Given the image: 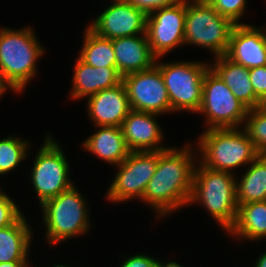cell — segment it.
Segmentation results:
<instances>
[{
	"label": "cell",
	"instance_id": "obj_32",
	"mask_svg": "<svg viewBox=\"0 0 266 267\" xmlns=\"http://www.w3.org/2000/svg\"><path fill=\"white\" fill-rule=\"evenodd\" d=\"M8 91L12 92L13 94H17L15 90L5 81L3 75L0 73V102Z\"/></svg>",
	"mask_w": 266,
	"mask_h": 267
},
{
	"label": "cell",
	"instance_id": "obj_10",
	"mask_svg": "<svg viewBox=\"0 0 266 267\" xmlns=\"http://www.w3.org/2000/svg\"><path fill=\"white\" fill-rule=\"evenodd\" d=\"M158 151L130 152L117 166L110 186L105 192L107 203L113 206L139 201L147 188L148 182L157 169Z\"/></svg>",
	"mask_w": 266,
	"mask_h": 267
},
{
	"label": "cell",
	"instance_id": "obj_6",
	"mask_svg": "<svg viewBox=\"0 0 266 267\" xmlns=\"http://www.w3.org/2000/svg\"><path fill=\"white\" fill-rule=\"evenodd\" d=\"M42 141L35 156L30 154L32 153L30 150L27 156V160H32V165L29 167V182L34 189L33 192L35 191L34 196H37L38 206L75 184L73 181L75 179L70 176L71 162L61 148L63 146L60 141L55 140L48 132Z\"/></svg>",
	"mask_w": 266,
	"mask_h": 267
},
{
	"label": "cell",
	"instance_id": "obj_33",
	"mask_svg": "<svg viewBox=\"0 0 266 267\" xmlns=\"http://www.w3.org/2000/svg\"><path fill=\"white\" fill-rule=\"evenodd\" d=\"M34 266L37 267L38 265H35L33 262H7V263H0V267H34Z\"/></svg>",
	"mask_w": 266,
	"mask_h": 267
},
{
	"label": "cell",
	"instance_id": "obj_26",
	"mask_svg": "<svg viewBox=\"0 0 266 267\" xmlns=\"http://www.w3.org/2000/svg\"><path fill=\"white\" fill-rule=\"evenodd\" d=\"M259 155L266 156V105L250 109L242 127Z\"/></svg>",
	"mask_w": 266,
	"mask_h": 267
},
{
	"label": "cell",
	"instance_id": "obj_7",
	"mask_svg": "<svg viewBox=\"0 0 266 267\" xmlns=\"http://www.w3.org/2000/svg\"><path fill=\"white\" fill-rule=\"evenodd\" d=\"M155 64L161 71L174 114L196 113L202 103L203 79L210 68L208 61L201 60H162ZM186 112V113H185Z\"/></svg>",
	"mask_w": 266,
	"mask_h": 267
},
{
	"label": "cell",
	"instance_id": "obj_14",
	"mask_svg": "<svg viewBox=\"0 0 266 267\" xmlns=\"http://www.w3.org/2000/svg\"><path fill=\"white\" fill-rule=\"evenodd\" d=\"M159 114L131 110L121 126L130 152L162 151L170 147L158 122Z\"/></svg>",
	"mask_w": 266,
	"mask_h": 267
},
{
	"label": "cell",
	"instance_id": "obj_20",
	"mask_svg": "<svg viewBox=\"0 0 266 267\" xmlns=\"http://www.w3.org/2000/svg\"><path fill=\"white\" fill-rule=\"evenodd\" d=\"M209 61L210 68L225 82L235 97L249 110L265 105L255 95L250 82L248 68L232 61L226 55L210 58Z\"/></svg>",
	"mask_w": 266,
	"mask_h": 267
},
{
	"label": "cell",
	"instance_id": "obj_29",
	"mask_svg": "<svg viewBox=\"0 0 266 267\" xmlns=\"http://www.w3.org/2000/svg\"><path fill=\"white\" fill-rule=\"evenodd\" d=\"M129 255L125 253H120L121 257L120 265L118 267H159L161 259L153 257L151 254H146L145 252H138L137 254Z\"/></svg>",
	"mask_w": 266,
	"mask_h": 267
},
{
	"label": "cell",
	"instance_id": "obj_37",
	"mask_svg": "<svg viewBox=\"0 0 266 267\" xmlns=\"http://www.w3.org/2000/svg\"><path fill=\"white\" fill-rule=\"evenodd\" d=\"M188 1H205V2H208V0H188Z\"/></svg>",
	"mask_w": 266,
	"mask_h": 267
},
{
	"label": "cell",
	"instance_id": "obj_25",
	"mask_svg": "<svg viewBox=\"0 0 266 267\" xmlns=\"http://www.w3.org/2000/svg\"><path fill=\"white\" fill-rule=\"evenodd\" d=\"M33 142L20 135L10 134L0 139V178L10 175L26 162Z\"/></svg>",
	"mask_w": 266,
	"mask_h": 267
},
{
	"label": "cell",
	"instance_id": "obj_30",
	"mask_svg": "<svg viewBox=\"0 0 266 267\" xmlns=\"http://www.w3.org/2000/svg\"><path fill=\"white\" fill-rule=\"evenodd\" d=\"M255 95L266 105V65L249 69Z\"/></svg>",
	"mask_w": 266,
	"mask_h": 267
},
{
	"label": "cell",
	"instance_id": "obj_5",
	"mask_svg": "<svg viewBox=\"0 0 266 267\" xmlns=\"http://www.w3.org/2000/svg\"><path fill=\"white\" fill-rule=\"evenodd\" d=\"M201 132L192 141L196 145L198 161L207 168L237 174L259 156L243 128L208 129Z\"/></svg>",
	"mask_w": 266,
	"mask_h": 267
},
{
	"label": "cell",
	"instance_id": "obj_13",
	"mask_svg": "<svg viewBox=\"0 0 266 267\" xmlns=\"http://www.w3.org/2000/svg\"><path fill=\"white\" fill-rule=\"evenodd\" d=\"M105 7L104 11H100L96 18L87 23L98 36L112 40L146 34L147 15L129 1L111 0Z\"/></svg>",
	"mask_w": 266,
	"mask_h": 267
},
{
	"label": "cell",
	"instance_id": "obj_4",
	"mask_svg": "<svg viewBox=\"0 0 266 267\" xmlns=\"http://www.w3.org/2000/svg\"><path fill=\"white\" fill-rule=\"evenodd\" d=\"M188 206L204 208L226 234L237 217L236 174L207 168L198 161Z\"/></svg>",
	"mask_w": 266,
	"mask_h": 267
},
{
	"label": "cell",
	"instance_id": "obj_11",
	"mask_svg": "<svg viewBox=\"0 0 266 267\" xmlns=\"http://www.w3.org/2000/svg\"><path fill=\"white\" fill-rule=\"evenodd\" d=\"M185 15L186 0L147 15L146 35L156 58L165 57L184 46Z\"/></svg>",
	"mask_w": 266,
	"mask_h": 267
},
{
	"label": "cell",
	"instance_id": "obj_15",
	"mask_svg": "<svg viewBox=\"0 0 266 267\" xmlns=\"http://www.w3.org/2000/svg\"><path fill=\"white\" fill-rule=\"evenodd\" d=\"M85 109L92 126L121 127L131 106L124 83L104 89L85 99Z\"/></svg>",
	"mask_w": 266,
	"mask_h": 267
},
{
	"label": "cell",
	"instance_id": "obj_27",
	"mask_svg": "<svg viewBox=\"0 0 266 267\" xmlns=\"http://www.w3.org/2000/svg\"><path fill=\"white\" fill-rule=\"evenodd\" d=\"M208 3L220 15L231 20L235 25L247 24L242 19L246 13H249L248 0H208Z\"/></svg>",
	"mask_w": 266,
	"mask_h": 267
},
{
	"label": "cell",
	"instance_id": "obj_34",
	"mask_svg": "<svg viewBox=\"0 0 266 267\" xmlns=\"http://www.w3.org/2000/svg\"><path fill=\"white\" fill-rule=\"evenodd\" d=\"M257 257L253 267H266V249Z\"/></svg>",
	"mask_w": 266,
	"mask_h": 267
},
{
	"label": "cell",
	"instance_id": "obj_18",
	"mask_svg": "<svg viewBox=\"0 0 266 267\" xmlns=\"http://www.w3.org/2000/svg\"><path fill=\"white\" fill-rule=\"evenodd\" d=\"M94 133L82 141L81 149L111 167L119 165L130 153L121 127L94 126Z\"/></svg>",
	"mask_w": 266,
	"mask_h": 267
},
{
	"label": "cell",
	"instance_id": "obj_21",
	"mask_svg": "<svg viewBox=\"0 0 266 267\" xmlns=\"http://www.w3.org/2000/svg\"><path fill=\"white\" fill-rule=\"evenodd\" d=\"M24 213L14 224L0 228V263L32 262L34 233Z\"/></svg>",
	"mask_w": 266,
	"mask_h": 267
},
{
	"label": "cell",
	"instance_id": "obj_17",
	"mask_svg": "<svg viewBox=\"0 0 266 267\" xmlns=\"http://www.w3.org/2000/svg\"><path fill=\"white\" fill-rule=\"evenodd\" d=\"M72 84L68 98L70 102L86 99L107 88L114 87L123 82V76L116 67H92L83 62L79 57L75 58L73 67Z\"/></svg>",
	"mask_w": 266,
	"mask_h": 267
},
{
	"label": "cell",
	"instance_id": "obj_8",
	"mask_svg": "<svg viewBox=\"0 0 266 267\" xmlns=\"http://www.w3.org/2000/svg\"><path fill=\"white\" fill-rule=\"evenodd\" d=\"M235 24L208 2L186 0L184 46L205 49L212 58L226 55Z\"/></svg>",
	"mask_w": 266,
	"mask_h": 267
},
{
	"label": "cell",
	"instance_id": "obj_23",
	"mask_svg": "<svg viewBox=\"0 0 266 267\" xmlns=\"http://www.w3.org/2000/svg\"><path fill=\"white\" fill-rule=\"evenodd\" d=\"M244 170L236 174L238 206L266 201V156L259 155Z\"/></svg>",
	"mask_w": 266,
	"mask_h": 267
},
{
	"label": "cell",
	"instance_id": "obj_16",
	"mask_svg": "<svg viewBox=\"0 0 266 267\" xmlns=\"http://www.w3.org/2000/svg\"><path fill=\"white\" fill-rule=\"evenodd\" d=\"M235 25L226 56L250 69L266 65V23ZM261 26V27H260Z\"/></svg>",
	"mask_w": 266,
	"mask_h": 267
},
{
	"label": "cell",
	"instance_id": "obj_22",
	"mask_svg": "<svg viewBox=\"0 0 266 267\" xmlns=\"http://www.w3.org/2000/svg\"><path fill=\"white\" fill-rule=\"evenodd\" d=\"M226 235L238 242L245 240L244 244L266 241V201L238 206L235 224Z\"/></svg>",
	"mask_w": 266,
	"mask_h": 267
},
{
	"label": "cell",
	"instance_id": "obj_12",
	"mask_svg": "<svg viewBox=\"0 0 266 267\" xmlns=\"http://www.w3.org/2000/svg\"><path fill=\"white\" fill-rule=\"evenodd\" d=\"M132 110L159 115L174 114L170 99L158 66L123 76Z\"/></svg>",
	"mask_w": 266,
	"mask_h": 267
},
{
	"label": "cell",
	"instance_id": "obj_1",
	"mask_svg": "<svg viewBox=\"0 0 266 267\" xmlns=\"http://www.w3.org/2000/svg\"><path fill=\"white\" fill-rule=\"evenodd\" d=\"M197 162V149L192 140L158 151L157 169L139 203L150 207L155 222L187 207Z\"/></svg>",
	"mask_w": 266,
	"mask_h": 267
},
{
	"label": "cell",
	"instance_id": "obj_36",
	"mask_svg": "<svg viewBox=\"0 0 266 267\" xmlns=\"http://www.w3.org/2000/svg\"><path fill=\"white\" fill-rule=\"evenodd\" d=\"M50 267H72L71 264L70 265H67V263L64 264L63 263H60L58 264V262L55 263V265L51 264Z\"/></svg>",
	"mask_w": 266,
	"mask_h": 267
},
{
	"label": "cell",
	"instance_id": "obj_9",
	"mask_svg": "<svg viewBox=\"0 0 266 267\" xmlns=\"http://www.w3.org/2000/svg\"><path fill=\"white\" fill-rule=\"evenodd\" d=\"M249 109L241 103L225 82L209 68L203 79L202 103L197 115L202 116L203 131L242 128Z\"/></svg>",
	"mask_w": 266,
	"mask_h": 267
},
{
	"label": "cell",
	"instance_id": "obj_31",
	"mask_svg": "<svg viewBox=\"0 0 266 267\" xmlns=\"http://www.w3.org/2000/svg\"><path fill=\"white\" fill-rule=\"evenodd\" d=\"M137 9L143 11L146 15L152 13L156 9L172 6L180 0H128Z\"/></svg>",
	"mask_w": 266,
	"mask_h": 267
},
{
	"label": "cell",
	"instance_id": "obj_3",
	"mask_svg": "<svg viewBox=\"0 0 266 267\" xmlns=\"http://www.w3.org/2000/svg\"><path fill=\"white\" fill-rule=\"evenodd\" d=\"M76 183L68 190L40 205L41 224L47 247H54L76 237L87 236L93 228L91 205ZM92 226V227H91ZM80 236V237H79ZM66 241V242H65Z\"/></svg>",
	"mask_w": 266,
	"mask_h": 267
},
{
	"label": "cell",
	"instance_id": "obj_38",
	"mask_svg": "<svg viewBox=\"0 0 266 267\" xmlns=\"http://www.w3.org/2000/svg\"><path fill=\"white\" fill-rule=\"evenodd\" d=\"M3 192V187L2 185L0 186V194Z\"/></svg>",
	"mask_w": 266,
	"mask_h": 267
},
{
	"label": "cell",
	"instance_id": "obj_28",
	"mask_svg": "<svg viewBox=\"0 0 266 267\" xmlns=\"http://www.w3.org/2000/svg\"><path fill=\"white\" fill-rule=\"evenodd\" d=\"M22 208L4 190L0 194V228L14 224L22 215Z\"/></svg>",
	"mask_w": 266,
	"mask_h": 267
},
{
	"label": "cell",
	"instance_id": "obj_2",
	"mask_svg": "<svg viewBox=\"0 0 266 267\" xmlns=\"http://www.w3.org/2000/svg\"><path fill=\"white\" fill-rule=\"evenodd\" d=\"M33 26H0V73L18 94L25 93L39 73L38 61L47 49Z\"/></svg>",
	"mask_w": 266,
	"mask_h": 267
},
{
	"label": "cell",
	"instance_id": "obj_24",
	"mask_svg": "<svg viewBox=\"0 0 266 267\" xmlns=\"http://www.w3.org/2000/svg\"><path fill=\"white\" fill-rule=\"evenodd\" d=\"M83 30L81 50L76 56L92 67H116L112 40L98 36L87 25Z\"/></svg>",
	"mask_w": 266,
	"mask_h": 267
},
{
	"label": "cell",
	"instance_id": "obj_19",
	"mask_svg": "<svg viewBox=\"0 0 266 267\" xmlns=\"http://www.w3.org/2000/svg\"><path fill=\"white\" fill-rule=\"evenodd\" d=\"M112 44L116 68L122 76L149 69L156 62L146 34L112 39Z\"/></svg>",
	"mask_w": 266,
	"mask_h": 267
},
{
	"label": "cell",
	"instance_id": "obj_35",
	"mask_svg": "<svg viewBox=\"0 0 266 267\" xmlns=\"http://www.w3.org/2000/svg\"><path fill=\"white\" fill-rule=\"evenodd\" d=\"M159 267H184L182 264L176 261L171 260H161Z\"/></svg>",
	"mask_w": 266,
	"mask_h": 267
}]
</instances>
